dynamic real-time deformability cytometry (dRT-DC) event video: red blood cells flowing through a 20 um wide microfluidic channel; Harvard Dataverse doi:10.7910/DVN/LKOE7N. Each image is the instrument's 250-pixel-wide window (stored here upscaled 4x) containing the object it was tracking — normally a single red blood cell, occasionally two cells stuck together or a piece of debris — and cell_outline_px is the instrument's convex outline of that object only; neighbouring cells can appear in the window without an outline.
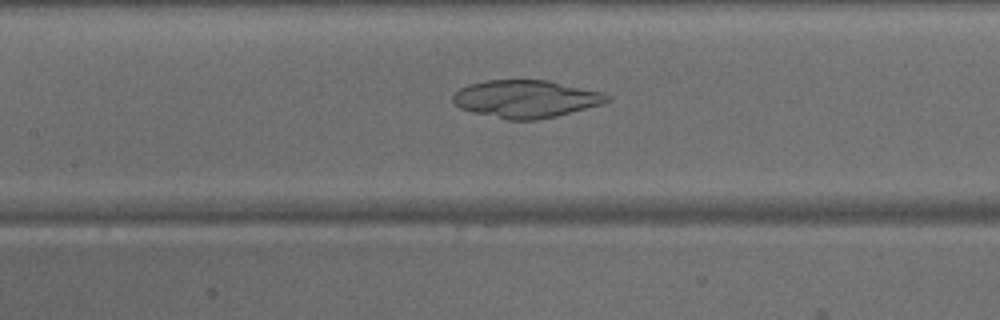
{"species": "common noctule bat (a hibernating species)", "species_latin": "Nyctalus noctula", "temperature_condition": "warm", "stored_images_in_passage": 34, "camera_frame_rate_fps": 3000, "um_per_image_px": 0.085, "animal": {"sex": "male", "body_mass_g": 15.6}, "frame": {"image": 1, "passage_image": 9, "time_ms": 2.667, "image_size_px": [1000, 320], "cell_outline_px": [[612, 100], [604, 104], [556, 116], [536, 120], [508, 120], [472, 112], [460, 108], [452, 100], [452, 96], [460, 88], [468, 84], [488, 80], [548, 80], [604, 92], [612, 96]], "centroid_in_image_um": [44.75, 8.4], "position_along_channel_um": 162.6, "area_um2": 34.04}}
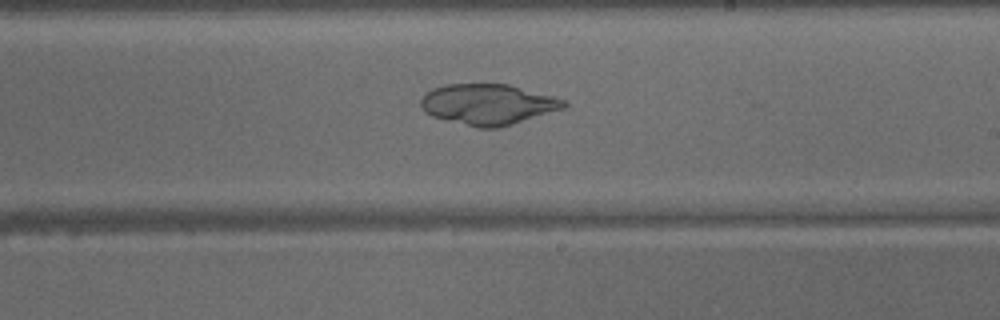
{"frame": {"image": 2, "passage_image": 15, "time_ms": 4.667, "image_size_px": [1000, 320], "cell_outline_px": [[568, 104], [564, 108], [512, 124], [496, 128], [480, 128], [432, 116], [424, 112], [420, 104], [420, 100], [424, 92], [432, 88], [444, 84], [508, 84], [568, 100]], "centroid_in_image_um": [41.46, 8.85], "position_along_channel_um": 247.5, "area_um2": 33.87}}
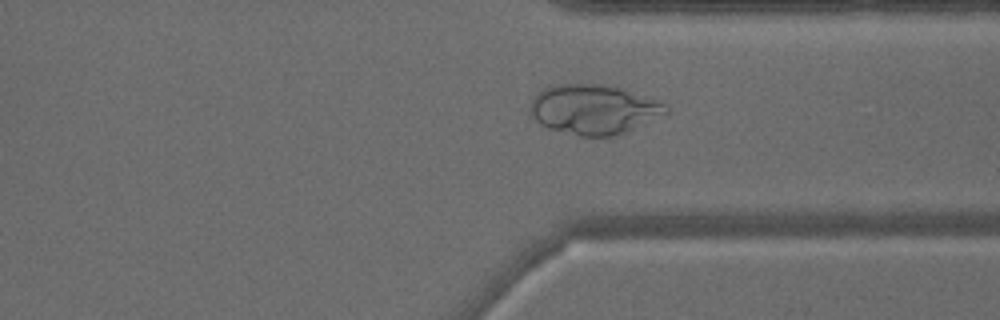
{"frame": {"image": 3, "passage_image": 23, "time_ms": 7.333, "image_size_px": [1000, 320], "cell_outline_px": [[668, 112], [624, 132], [612, 136], [580, 136], [548, 128], [540, 124], [532, 116], [528, 108], [532, 96], [544, 88], [552, 84], [600, 84], [620, 88], [660, 100], [668, 108]], "centroid_in_image_um": [50.4, 9.28], "position_along_channel_um": 361.0, "area_um2": 39.19}}